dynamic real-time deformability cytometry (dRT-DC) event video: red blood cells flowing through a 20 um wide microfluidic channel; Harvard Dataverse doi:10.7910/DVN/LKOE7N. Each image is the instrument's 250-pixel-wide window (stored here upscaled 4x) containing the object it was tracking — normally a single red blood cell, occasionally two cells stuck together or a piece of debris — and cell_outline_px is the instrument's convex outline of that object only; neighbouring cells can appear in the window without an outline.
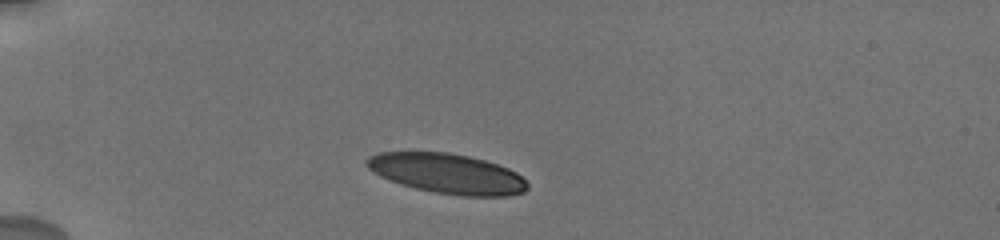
{"species": "human", "species_latin": "Homo sapiens", "temperature_condition": "cold", "stored_images_in_passage": 13, "camera_frame_rate_fps": 3000, "um_per_image_px": 0.085, "donor": {"sex": "male"}, "frame": {"image": 1, "passage_image": 1, "time_ms": 0.0, "image_size_px": [1000, 240], "cell_outline_px": [[528, 188], [524, 192], [508, 196], [464, 196], [436, 192], [416, 188], [400, 184], [380, 176], [372, 172], [364, 164], [364, 160], [368, 156], [376, 152], [448, 152], [468, 156], [484, 160], [508, 168], [516, 172], [528, 184]], "centroid_in_image_um": [37.97, 14.74], "position_along_channel_um": 47.0, "area_um2": 37.45}}
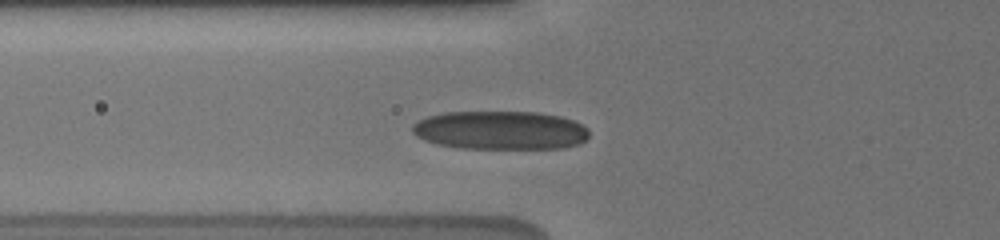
{"frame": {"image": 2, "passage_image": 5, "time_ms": 2.0, "image_size_px": [1000, 240], "cell_outline_px": [[588, 140], [580, 144], [564, 148], [460, 148], [440, 144], [424, 140], [416, 136], [412, 132], [412, 124], [428, 116], [444, 112], [540, 112], [560, 116], [572, 120], [588, 128]], "centroid_in_image_um": [42.56, 11.07], "position_along_channel_um": 83.2, "area_um2": 39.88}}
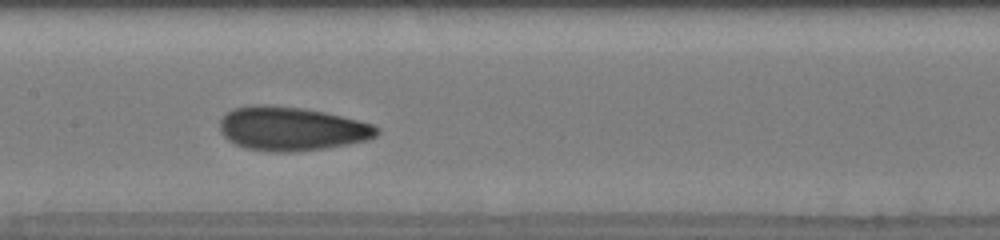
{"frame": {"image": 3, "passage_image": 12, "time_ms": 4.667, "image_size_px": [1000, 240], "cell_outline_px": [[380, 132], [376, 136], [364, 140], [324, 148], [292, 152], [276, 152], [244, 148], [228, 140], [220, 132], [220, 120], [224, 112], [232, 108], [252, 104], [268, 104], [304, 108], [324, 112], [372, 124], [380, 128]], "centroid_in_image_um": [24.71, 10.92], "position_along_channel_um": 182.7, "area_um2": 40.17}}